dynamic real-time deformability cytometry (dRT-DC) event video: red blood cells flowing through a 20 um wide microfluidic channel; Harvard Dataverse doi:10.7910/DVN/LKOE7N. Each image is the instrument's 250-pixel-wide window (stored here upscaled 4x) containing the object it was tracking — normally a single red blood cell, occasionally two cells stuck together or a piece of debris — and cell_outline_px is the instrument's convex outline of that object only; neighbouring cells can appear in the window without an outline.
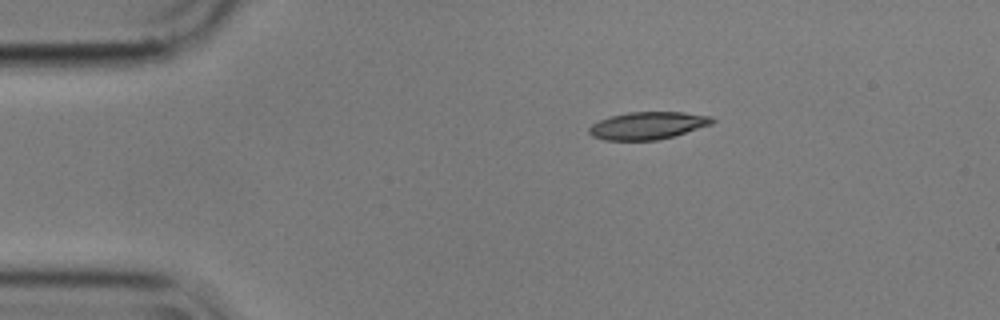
{"species": "common noctule bat (a hibernating species)", "species_latin": "Nyctalus noctula", "temperature_condition": "cold", "stored_images_in_passage": 5, "camera_frame_rate_fps": 3000, "um_per_image_px": 0.085, "animal": {"sex": "male", "body_mass_g": 17.9}, "frame": {"image": 1, "passage_image": 1, "time_ms": 0.0, "image_size_px": [1000, 320], "cell_outline_px": [[716, 120], [712, 124], [672, 136], [656, 140], [604, 140], [592, 136], [588, 132], [588, 128], [592, 124], [600, 120], [612, 116], [628, 112], [684, 112], [712, 116]], "centroid_in_image_um": [55.06, 10.67], "position_along_channel_um": 29.9, "area_um2": 19.59}}
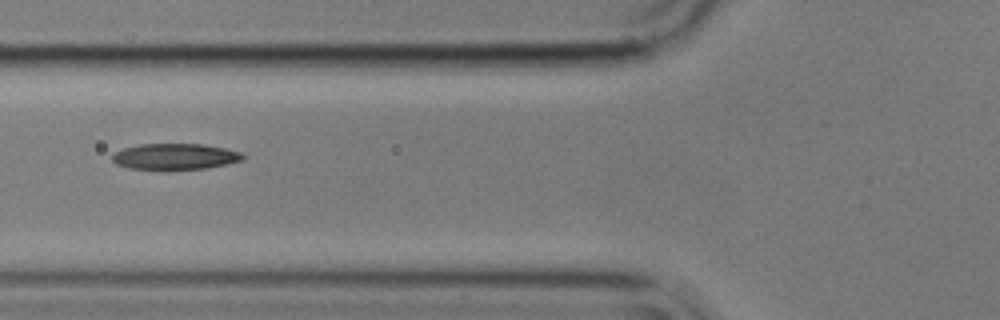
{"frame": {"image": 2, "passage_image": 4, "time_ms": 1.0, "image_size_px": [1000, 320], "cell_outline_px": [[248, 156], [244, 160], [204, 168], [128, 168], [116, 164], [112, 160], [112, 156], [116, 152], [124, 148], [140, 144], [204, 144], [224, 148], [240, 152]], "centroid_in_image_um": [14.91, 13.28], "position_along_channel_um": 110.9, "area_um2": 19.36}}
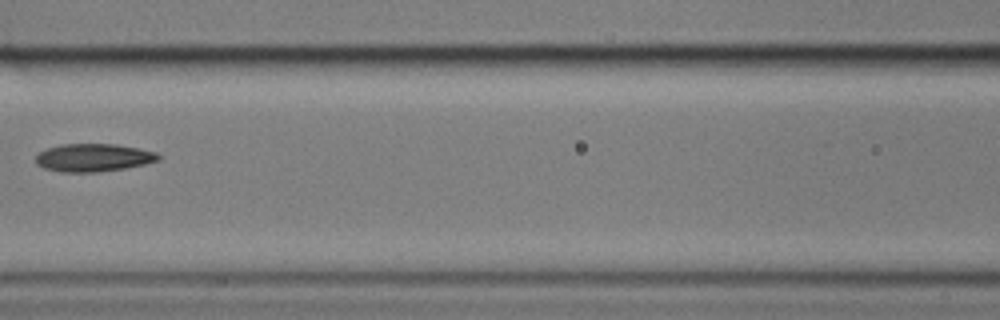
{"frame": {"image": 3, "passage_image": 5, "time_ms": 1.333, "image_size_px": [1000, 320], "cell_outline_px": [[160, 160], [144, 164], [124, 168], [96, 172], [60, 172], [44, 168], [36, 164], [36, 156], [40, 152], [48, 148], [60, 144], [116, 144], [156, 152], [160, 156]], "centroid_in_image_um": [7.92, 13.4], "position_along_channel_um": 158.7, "area_um2": 19.83}}